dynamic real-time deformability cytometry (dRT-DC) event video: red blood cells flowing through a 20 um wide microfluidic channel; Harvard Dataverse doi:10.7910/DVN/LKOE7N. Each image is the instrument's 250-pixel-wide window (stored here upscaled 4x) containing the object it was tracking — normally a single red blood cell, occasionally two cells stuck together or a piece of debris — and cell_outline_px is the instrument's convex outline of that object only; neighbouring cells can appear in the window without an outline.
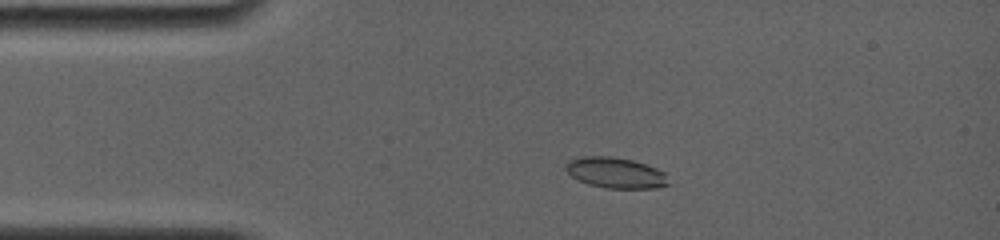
{"species": "common noctule bat (a hibernating species)", "species_latin": "Nyctalus noctula", "temperature_condition": "room temperature", "stored_images_in_passage": 9, "camera_frame_rate_fps": 4000, "um_per_image_px": 0.085, "animal": {"sex": "female", "body_mass_g": 19.0, "forearm_length_mm": 56.7}, "frame": {"image": 1, "passage_image": 4, "time_ms": 2.75, "image_size_px": [1000, 240], "cell_outline_px": [[672, 184], [656, 188], [608, 188], [588, 184], [572, 176], [564, 168], [564, 164], [568, 160], [580, 156], [612, 156], [632, 160], [656, 168], [664, 172]], "centroid_in_image_um": [52.33, 14.68], "position_along_channel_um": 32.7, "area_um2": 18.5}}
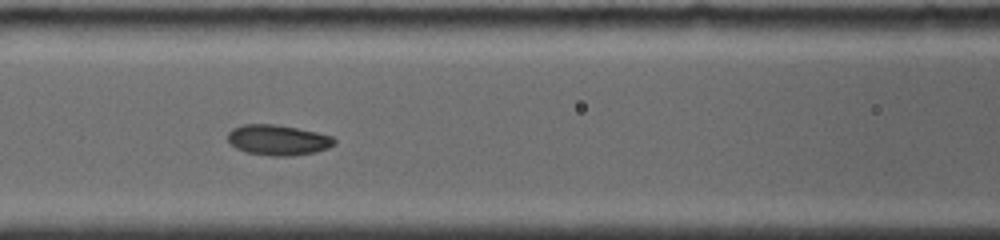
{"frame": {"image": 2, "passage_image": 8, "time_ms": 6.5, "image_size_px": [1000, 240], "cell_outline_px": [[336, 144], [328, 148], [316, 152], [292, 156], [272, 156], [248, 152], [236, 148], [228, 140], [228, 132], [232, 128], [244, 124], [276, 124], [316, 132], [332, 136], [336, 140]], "centroid_in_image_um": [23.65, 11.9], "position_along_channel_um": 143.0, "area_um2": 18.9}}
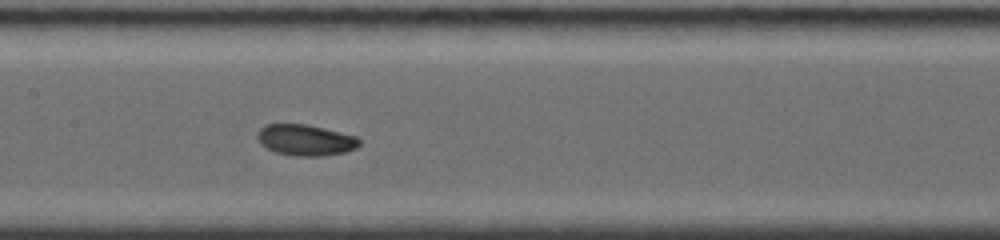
{"frame": {"image": 3, "passage_image": 9, "time_ms": 7.5, "image_size_px": [1000, 240], "cell_outline_px": [[360, 144], [356, 148], [344, 152], [324, 156], [296, 156], [276, 152], [260, 144], [256, 136], [256, 132], [264, 124], [308, 124], [356, 136], [360, 140]], "centroid_in_image_um": [25.94, 11.9], "position_along_channel_um": 181.5, "area_um2": 18.55}}